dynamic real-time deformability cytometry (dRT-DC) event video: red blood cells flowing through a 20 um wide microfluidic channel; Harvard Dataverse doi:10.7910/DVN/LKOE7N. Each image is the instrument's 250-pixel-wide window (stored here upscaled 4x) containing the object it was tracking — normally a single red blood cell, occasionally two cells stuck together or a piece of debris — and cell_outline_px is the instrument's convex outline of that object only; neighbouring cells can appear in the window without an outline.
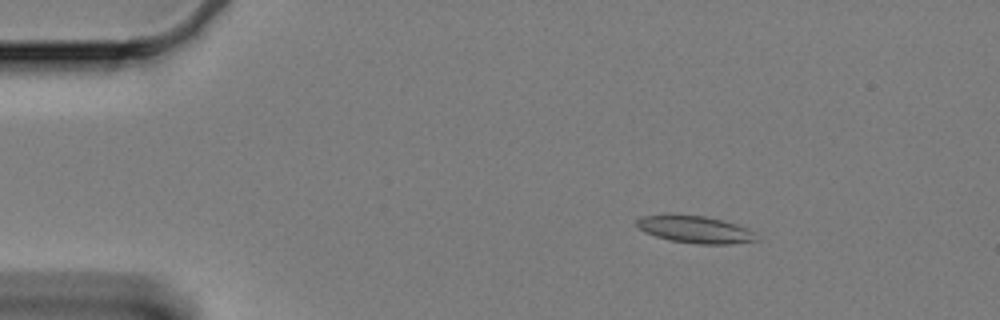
{"species": "Egyptian fruit bat (a non-hibernating species)", "species_latin": "Rousettus aegyptiacus", "temperature_condition": "cold", "stored_images_in_passage": 51, "camera_frame_rate_fps": 3000, "um_per_image_px": 0.085, "animal": {"sex": "female"}, "frame": {"image": 1, "passage_image": 2, "time_ms": 0.333, "image_size_px": [1000, 320], "cell_outline_px": [[756, 240], [728, 244], [696, 244], [672, 240], [656, 236], [640, 228], [636, 224], [636, 220], [644, 216], [668, 212], [680, 212], [704, 216], [724, 220], [748, 228], [752, 232]], "centroid_in_image_um": [59.03, 19.45], "position_along_channel_um": 26.0, "area_um2": 19.19}}
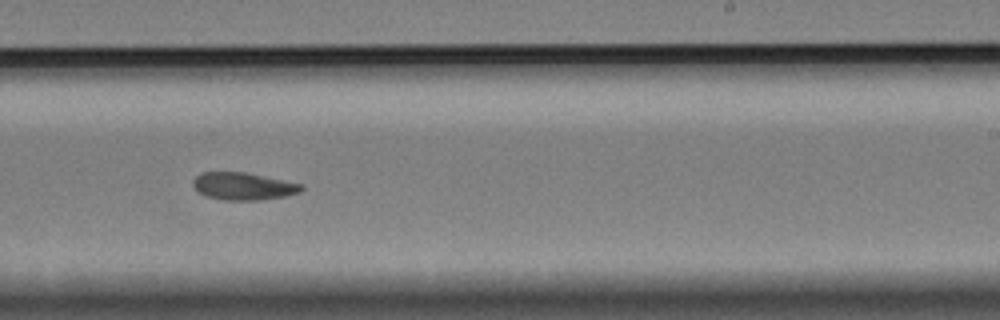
{"frame": {"image": 2, "passage_image": 30, "time_ms": 9.667, "image_size_px": [1000, 320], "cell_outline_px": [[304, 188], [300, 192], [284, 196], [260, 200], [224, 200], [204, 196], [196, 192], [192, 184], [192, 180], [200, 172], [244, 172], [304, 184]], "centroid_in_image_um": [20.64, 15.83], "position_along_channel_um": 268.4, "area_um2": 17.51}}
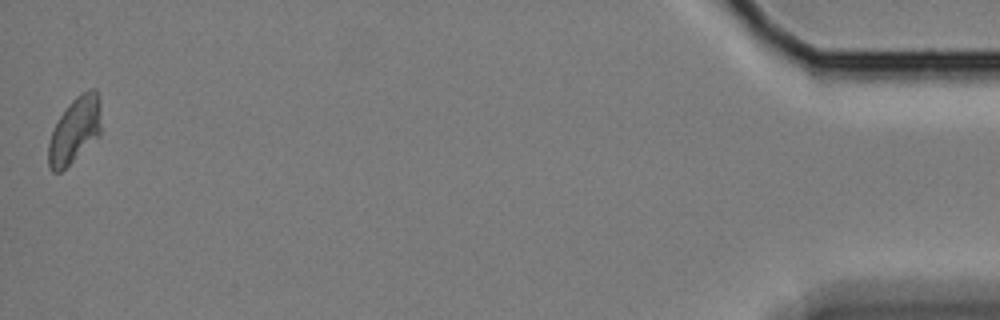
{"frame": {"image": 3, "passage_image": 51, "time_ms": 16.667, "image_size_px": [1000, 320], "cell_outline_px": [[100, 136], [60, 172], [52, 172], [48, 164], [48, 144], [52, 132], [60, 116], [68, 104], [80, 92], [88, 88], [96, 88], [100, 104]], "centroid_in_image_um": [6.36, 11.04], "position_along_channel_um": 428.8, "area_um2": 20.23}, "authors_computed_cell_mechanics": {"area_um2": 17.8602, "velocity_mm_per_s": 3.301, "shape_relaxation_time_tau1_ms": null, "shape_relaxation_time_tau2_ms": 5.7604, "deformation_change_tau1": null, "deformation_change_tau2": 0.0874}}